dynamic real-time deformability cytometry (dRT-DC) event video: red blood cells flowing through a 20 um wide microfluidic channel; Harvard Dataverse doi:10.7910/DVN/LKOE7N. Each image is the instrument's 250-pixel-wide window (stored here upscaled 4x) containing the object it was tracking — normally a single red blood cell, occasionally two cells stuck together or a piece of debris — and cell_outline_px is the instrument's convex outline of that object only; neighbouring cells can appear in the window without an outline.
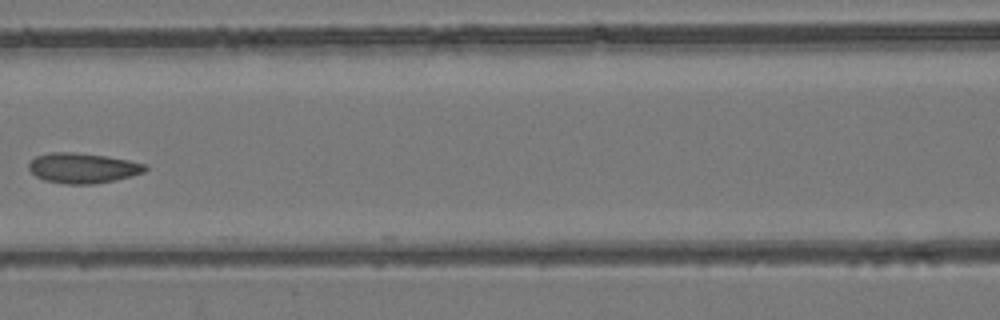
{"species": "common noctule bat (a hibernating species)", "species_latin": "Nyctalus noctula", "temperature_condition": "room temperature", "stored_images_in_passage": 7, "camera_frame_rate_fps": 3000, "um_per_image_px": 0.085, "animal": {"sex": "female", "body_mass_g": 24.6, "forearm_length_mm": 56.2}, "frame": {"image": 1, "passage_image": 7, "time_ms": 2.0, "image_size_px": [1000, 320], "cell_outline_px": [[148, 168], [144, 172], [132, 176], [116, 180], [92, 184], [68, 184], [44, 180], [36, 176], [28, 168], [28, 164], [36, 156], [52, 152], [76, 152], [108, 156], [148, 164]], "centroid_in_image_um": [7.07, 14.28], "position_along_channel_um": 159.5, "area_um2": 20.58}}